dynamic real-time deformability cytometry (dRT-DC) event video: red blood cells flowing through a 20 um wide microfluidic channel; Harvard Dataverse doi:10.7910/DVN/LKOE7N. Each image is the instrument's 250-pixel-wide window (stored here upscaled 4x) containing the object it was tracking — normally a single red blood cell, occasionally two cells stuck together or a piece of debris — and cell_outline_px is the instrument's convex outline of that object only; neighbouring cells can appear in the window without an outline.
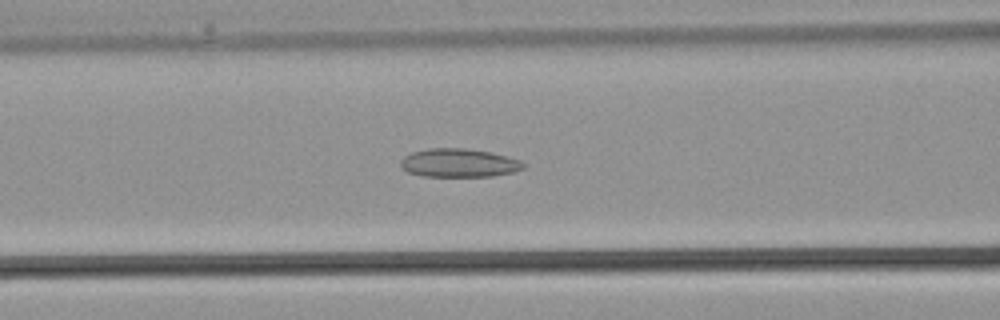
{"species": "common noctule bat (a hibernating species)", "species_latin": "Nyctalus noctula", "temperature_condition": "warm", "stored_images_in_passage": 33, "camera_frame_rate_fps": 3000, "um_per_image_px": 0.085, "animal": {"sex": "male", "body_mass_g": 21.5, "forearm_length_mm": 52.0}, "frame": {"image": 1, "passage_image": 11, "time_ms": 3.333, "image_size_px": [1000, 320], "cell_outline_px": [[524, 168], [512, 172], [492, 176], [424, 176], [408, 172], [400, 168], [400, 160], [404, 156], [412, 152], [428, 148], [464, 148], [492, 152], [520, 160], [524, 164]], "centroid_in_image_um": [38.97, 13.84], "position_along_channel_um": 127.6, "area_um2": 20.4}}
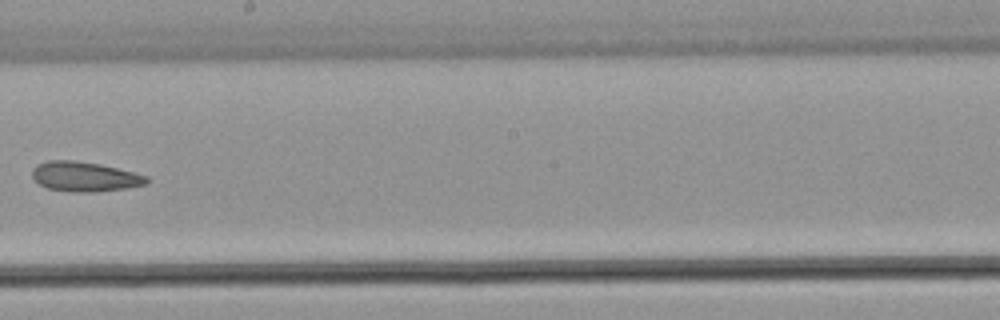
{"frame": {"image": 2, "passage_image": 17, "time_ms": 5.333, "image_size_px": [1000, 320], "cell_outline_px": [[152, 180], [144, 184], [128, 188], [96, 192], [72, 192], [48, 188], [40, 184], [32, 176], [32, 168], [36, 164], [48, 160], [76, 160], [100, 164], [148, 176]], "centroid_in_image_um": [7.2, 15.01], "position_along_channel_um": 241.0, "area_um2": 19.94}}
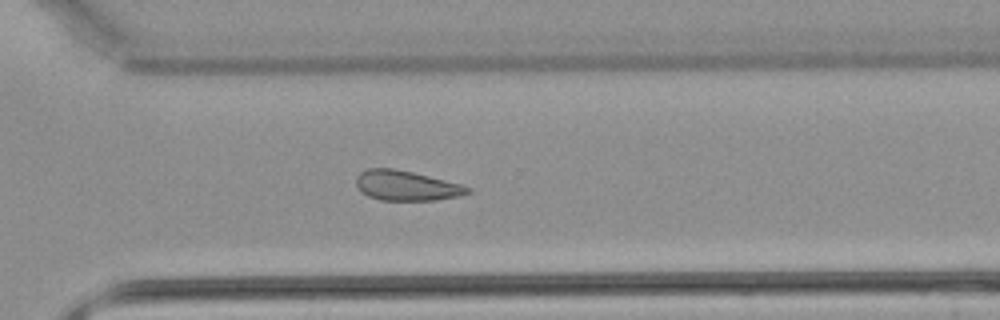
{"frame": {"image": 3, "passage_image": 22, "time_ms": 7.0, "image_size_px": [1000, 320], "cell_outline_px": [[472, 192], [460, 196], [436, 200], [380, 200], [368, 196], [360, 192], [356, 184], [356, 176], [360, 172], [368, 168], [392, 168], [412, 172], [460, 184], [472, 188]], "centroid_in_image_um": [34.52, 15.78], "position_along_channel_um": 336.1, "area_um2": 19.48}}